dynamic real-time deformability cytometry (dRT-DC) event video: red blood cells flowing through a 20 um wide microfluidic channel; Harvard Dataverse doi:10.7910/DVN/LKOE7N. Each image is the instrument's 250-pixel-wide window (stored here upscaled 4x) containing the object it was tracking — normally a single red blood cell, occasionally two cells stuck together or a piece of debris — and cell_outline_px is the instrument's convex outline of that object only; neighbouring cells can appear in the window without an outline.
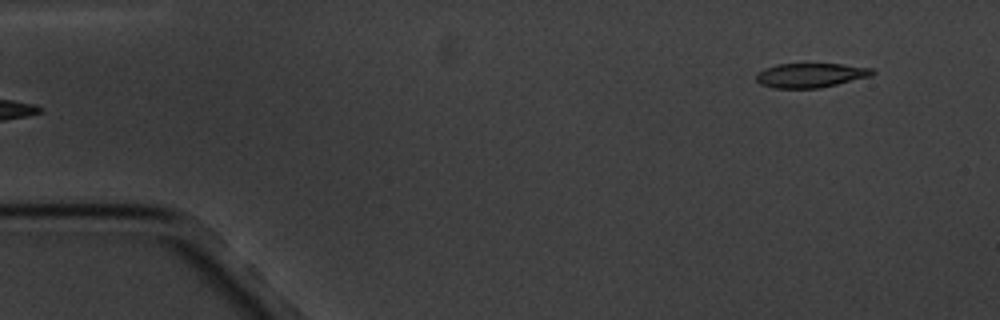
{"species": "common noctule bat (a hibernating species)", "species_latin": "Nyctalus noctula", "temperature_condition": "cold", "stored_images_in_passage": 6, "segment_of_instrument_passage": [2, 2], "camera_frame_rate_fps": 3000, "um_per_image_px": 0.085, "animal": {"sex": "male", "body_mass_g": 20.1, "forearm_length_mm": 53.5}, "frame": {"image": 1, "passage_image": 6, "time_ms": 6.0, "image_size_px": [1000, 320], "cell_outline_px": [[876, 72], [872, 76], [820, 88], [772, 88], [760, 84], [756, 80], [756, 72], [764, 68], [776, 64], [844, 64], [872, 68]], "centroid_in_image_um": [68.89, 6.4], "position_along_channel_um": 16.1, "area_um2": 16.7}}